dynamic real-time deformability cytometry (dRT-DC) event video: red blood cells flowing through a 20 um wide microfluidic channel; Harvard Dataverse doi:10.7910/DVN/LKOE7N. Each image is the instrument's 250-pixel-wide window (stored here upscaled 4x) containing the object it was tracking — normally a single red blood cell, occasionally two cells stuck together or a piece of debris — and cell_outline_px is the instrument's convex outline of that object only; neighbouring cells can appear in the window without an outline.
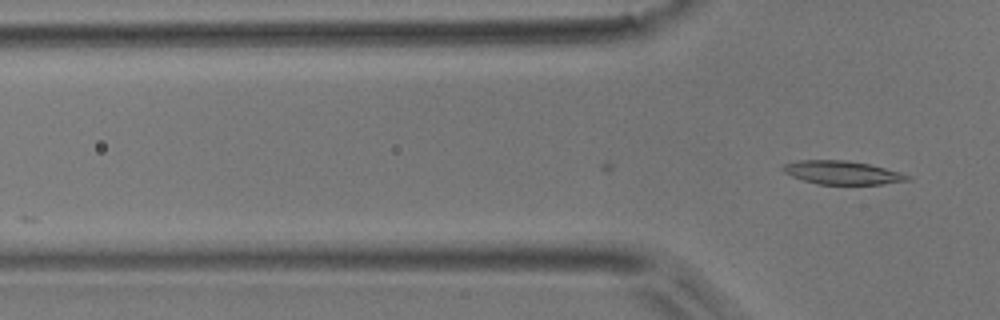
{"species": "common noctule bat (a hibernating species)", "species_latin": "Nyctalus noctula", "temperature_condition": "room temperature", "stored_images_in_passage": 9, "camera_frame_rate_fps": 3000, "um_per_image_px": 0.085, "animal": {"sex": "male", "body_mass_g": 17.9}, "frame": {"image": 1, "passage_image": 9, "time_ms": 2.667, "image_size_px": [1000, 320], "cell_outline_px": [[912, 180], [880, 184], [816, 184], [792, 176], [784, 172], [780, 168], [784, 164], [800, 160], [844, 160], [868, 164], [900, 172], [912, 176]], "centroid_in_image_um": [71.59, 14.67], "position_along_channel_um": 54.2, "area_um2": 16.94}}